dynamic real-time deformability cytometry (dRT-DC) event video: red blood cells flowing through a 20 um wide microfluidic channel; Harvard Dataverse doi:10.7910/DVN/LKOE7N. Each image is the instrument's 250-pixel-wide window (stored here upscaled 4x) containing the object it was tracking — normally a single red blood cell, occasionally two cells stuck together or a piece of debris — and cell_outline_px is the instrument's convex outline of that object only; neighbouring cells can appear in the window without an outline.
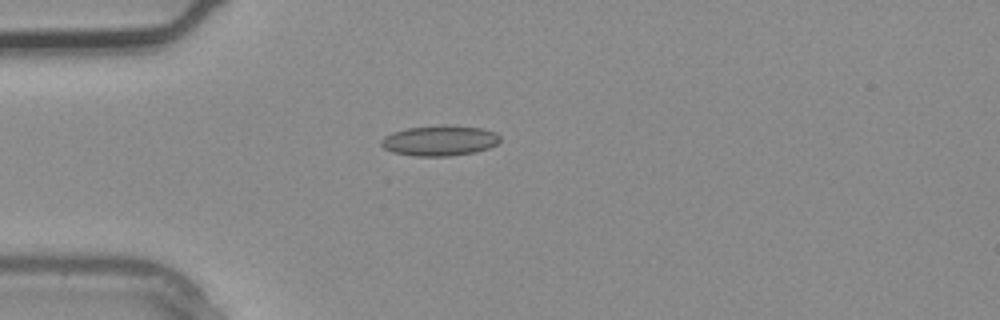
{"species": "common noctule bat (a hibernating species)", "species_latin": "Nyctalus noctula", "temperature_condition": "warm", "stored_images_in_passage": 1, "camera_frame_rate_fps": 3000, "um_per_image_px": 0.085, "animal": {"sex": "male", "body_mass_g": 20.4}, "frame": {"image": 1, "passage_image": 1, "time_ms": 0.0, "image_size_px": [1000, 320], "cell_outline_px": [[500, 140], [496, 144], [488, 148], [476, 152], [452, 156], [412, 156], [392, 152], [384, 148], [380, 144], [380, 140], [384, 136], [392, 132], [408, 128], [440, 124], [484, 128], [496, 132], [500, 136]], "centroid_in_image_um": [37.37, 11.94], "position_along_channel_um": 47.6, "area_um2": 21.39}}